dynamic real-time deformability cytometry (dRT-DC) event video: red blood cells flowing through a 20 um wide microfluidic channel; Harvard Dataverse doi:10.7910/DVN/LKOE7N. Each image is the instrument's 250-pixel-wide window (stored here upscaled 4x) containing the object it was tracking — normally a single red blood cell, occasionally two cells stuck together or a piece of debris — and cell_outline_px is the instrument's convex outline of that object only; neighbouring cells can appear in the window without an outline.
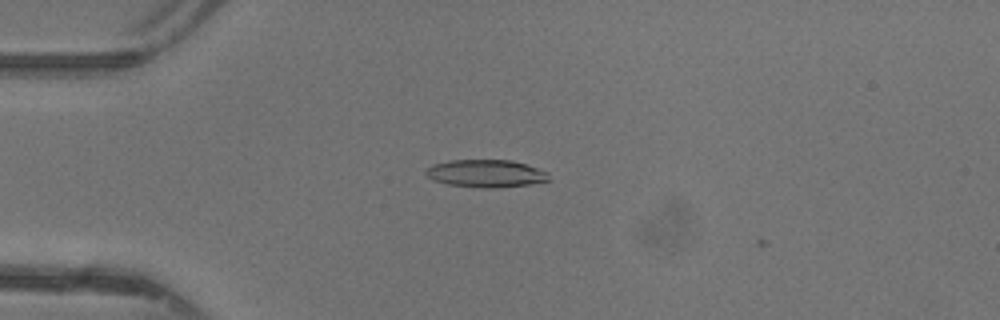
{"species": "common noctule bat (a hibernating species)", "species_latin": "Nyctalus noctula", "temperature_condition": "warm", "stored_images_in_passage": 7, "camera_frame_rate_fps": 3000, "um_per_image_px": 0.085, "animal": {"sex": "female"}, "frame": {"image": 1, "passage_image": 5, "time_ms": 1.333, "image_size_px": [1000, 320], "cell_outline_px": [[548, 180], [528, 184], [492, 188], [480, 188], [448, 184], [432, 180], [424, 172], [428, 168], [436, 164], [448, 160], [512, 160], [548, 172]], "centroid_in_image_um": [41.27, 14.74], "position_along_channel_um": 43.7, "area_um2": 19.48}}